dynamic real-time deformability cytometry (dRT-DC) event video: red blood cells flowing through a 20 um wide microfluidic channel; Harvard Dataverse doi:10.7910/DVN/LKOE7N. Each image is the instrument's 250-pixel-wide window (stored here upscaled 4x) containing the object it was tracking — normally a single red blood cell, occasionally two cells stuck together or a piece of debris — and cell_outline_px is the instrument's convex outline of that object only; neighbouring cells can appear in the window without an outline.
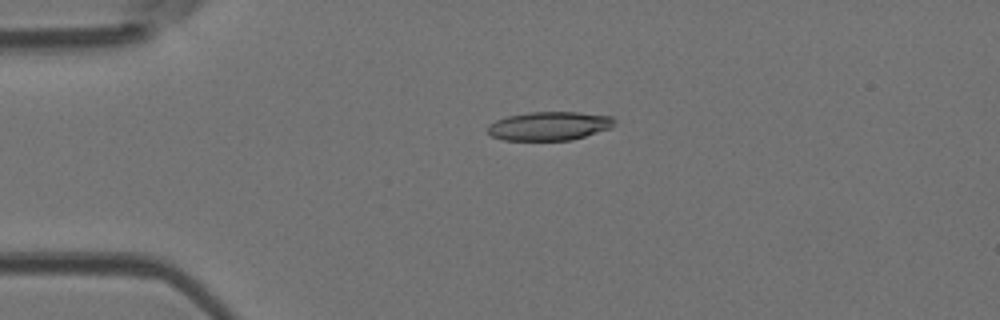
{"species": "Egyptian fruit bat (a non-hibernating species)", "species_latin": "Rousettus aegyptiacus", "temperature_condition": "room temperature", "stored_images_in_passage": 4, "camera_frame_rate_fps": 3000, "um_per_image_px": 0.085, "animal": {"sex": "female"}, "frame": {"image": 1, "passage_image": 3, "time_ms": 0.667, "image_size_px": [1000, 320], "cell_outline_px": [[616, 120], [612, 128], [572, 140], [504, 140], [492, 136], [488, 132], [488, 124], [496, 120], [508, 116], [528, 112], [576, 112], [612, 116]], "centroid_in_image_um": [46.71, 10.71], "position_along_channel_um": 38.3, "area_um2": 21.27}}